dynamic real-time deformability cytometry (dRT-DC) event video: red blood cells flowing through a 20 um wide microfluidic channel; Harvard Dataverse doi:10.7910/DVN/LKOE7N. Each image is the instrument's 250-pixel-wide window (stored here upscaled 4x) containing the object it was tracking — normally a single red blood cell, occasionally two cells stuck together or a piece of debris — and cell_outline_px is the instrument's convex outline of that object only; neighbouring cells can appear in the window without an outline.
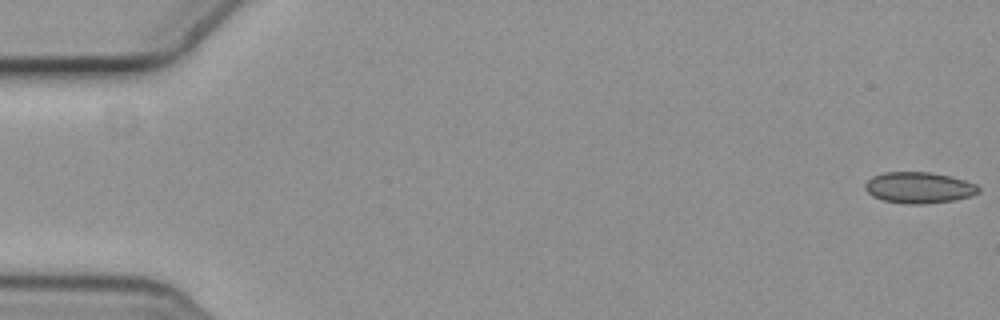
{"species": "common noctule bat (a hibernating species)", "species_latin": "Nyctalus noctula", "temperature_condition": "cold", "stored_images_in_passage": 3, "camera_frame_rate_fps": 3000, "um_per_image_px": 0.085, "animal": {"sex": "female", "body_mass_g": 19.3, "forearm_length_mm": 54.1}, "frame": {"image": 1, "passage_image": 1, "time_ms": 0.0, "image_size_px": [1000, 320], "cell_outline_px": [[980, 192], [972, 196], [952, 200], [924, 204], [908, 204], [884, 200], [872, 196], [864, 188], [864, 184], [872, 176], [884, 172], [928, 172], [948, 176], [964, 180], [976, 184], [980, 188]], "centroid_in_image_um": [78.1, 15.95], "position_along_channel_um": 6.9, "area_um2": 20.52}}